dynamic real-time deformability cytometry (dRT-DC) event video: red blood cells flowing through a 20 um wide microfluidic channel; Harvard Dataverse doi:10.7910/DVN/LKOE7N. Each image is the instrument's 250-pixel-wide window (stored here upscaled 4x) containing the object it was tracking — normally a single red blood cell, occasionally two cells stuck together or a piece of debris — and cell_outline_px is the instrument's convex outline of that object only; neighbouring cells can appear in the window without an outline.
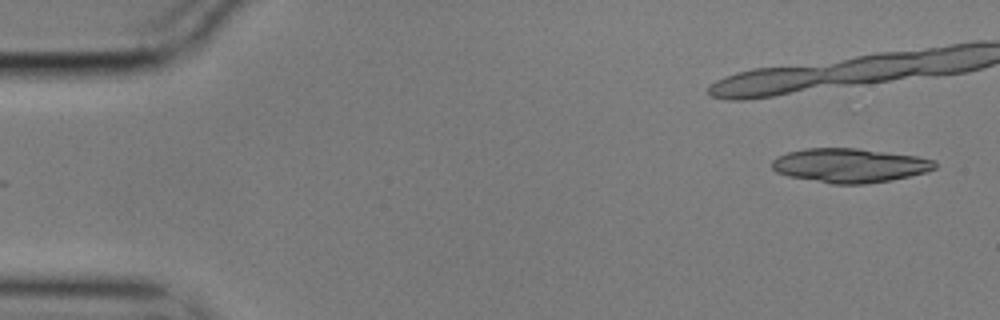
{"species": "common noctule bat (a hibernating species)", "species_latin": "Nyctalus noctula", "temperature_condition": "cold", "stored_images_in_passage": 18, "camera_frame_rate_fps": 3000, "um_per_image_px": 0.085, "animal": {"sex": "male", "body_mass_g": 17.9}, "frame": {"image": 1, "passage_image": 3, "time_ms": 0.667, "image_size_px": [1000, 320], "cell_outline_px": [[936, 168], [924, 172], [892, 180], [864, 184], [832, 184], [788, 176], [776, 172], [772, 168], [772, 160], [776, 156], [788, 152], [804, 148], [860, 148], [916, 156], [936, 160]], "centroid_in_image_um": [72.2, 14.05], "position_along_channel_um": 12.8, "area_um2": 32.54}}